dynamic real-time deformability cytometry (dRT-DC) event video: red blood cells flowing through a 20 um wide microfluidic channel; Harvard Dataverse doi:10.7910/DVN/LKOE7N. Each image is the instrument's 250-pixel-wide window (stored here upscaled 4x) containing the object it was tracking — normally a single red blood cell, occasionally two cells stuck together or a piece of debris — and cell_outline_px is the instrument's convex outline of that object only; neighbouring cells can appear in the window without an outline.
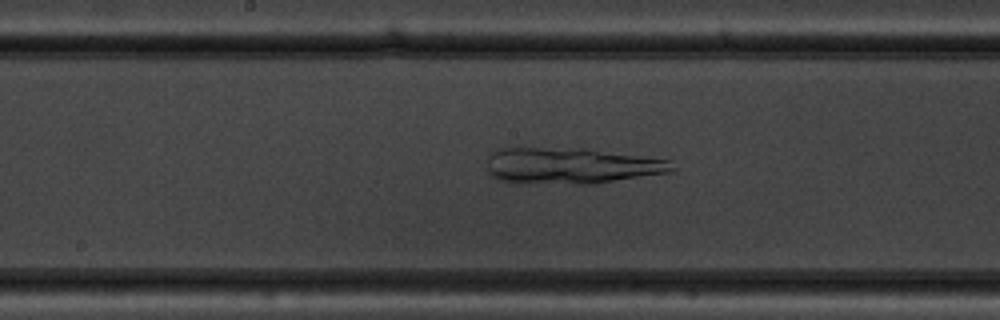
{"species": "common noctule bat (a hibernating species)", "species_latin": "Nyctalus noctula", "temperature_condition": "warm", "stored_images_in_passage": 43, "camera_frame_rate_fps": 3000, "um_per_image_px": 0.085, "animal": {"sex": "male", "body_mass_g": 19.5, "forearm_length_mm": 54.6}, "frame": {"image": 1, "passage_image": 17, "time_ms": 5.333, "image_size_px": [1000, 320], "cell_outline_px": [[676, 168], [672, 172], [592, 184], [512, 184], [500, 180], [492, 176], [488, 172], [488, 152], [496, 148], [588, 148], [672, 160]], "centroid_in_image_um": [48.53, 14.09], "position_along_channel_um": 199.7, "area_um2": 40.0}}
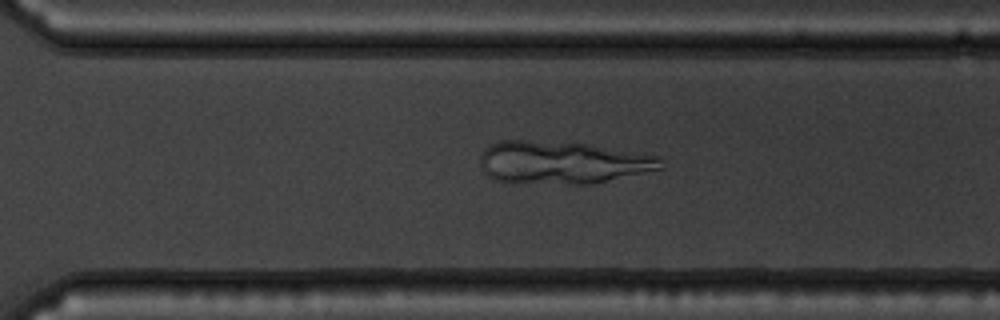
{"frame": {"image": 2, "passage_image": 27, "time_ms": 8.667, "image_size_px": [1000, 320], "cell_outline_px": [[664, 168], [592, 184], [512, 184], [496, 180], [488, 176], [480, 164], [480, 156], [484, 148], [488, 144], [500, 140], [524, 140], [584, 144], [648, 152], [660, 156], [664, 160]], "centroid_in_image_um": [47.83, 13.82], "position_along_channel_um": 322.8, "area_um2": 45.95}}
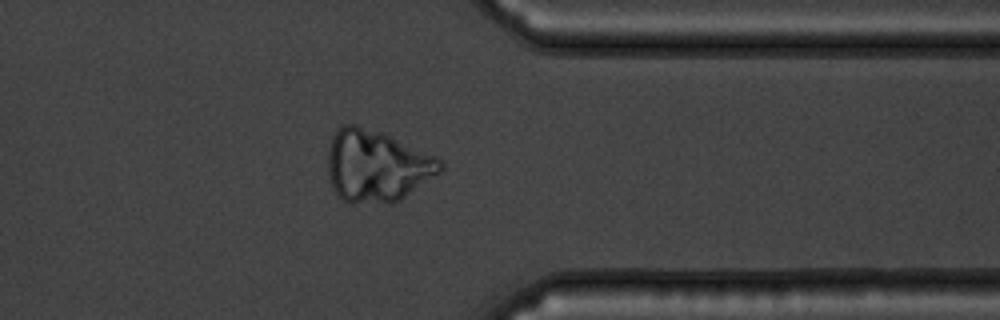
{"frame": {"image": 3, "passage_image": 32, "time_ms": 10.333, "image_size_px": [1000, 320], "cell_outline_px": [[444, 168], [440, 172], [400, 200], [388, 204], [352, 204], [344, 200], [332, 188], [328, 172], [328, 152], [332, 136], [344, 124], [356, 124], [380, 132], [436, 156], [444, 164]], "centroid_in_image_um": [32.01, 14.13], "position_along_channel_um": 379.4, "area_um2": 47.05}}